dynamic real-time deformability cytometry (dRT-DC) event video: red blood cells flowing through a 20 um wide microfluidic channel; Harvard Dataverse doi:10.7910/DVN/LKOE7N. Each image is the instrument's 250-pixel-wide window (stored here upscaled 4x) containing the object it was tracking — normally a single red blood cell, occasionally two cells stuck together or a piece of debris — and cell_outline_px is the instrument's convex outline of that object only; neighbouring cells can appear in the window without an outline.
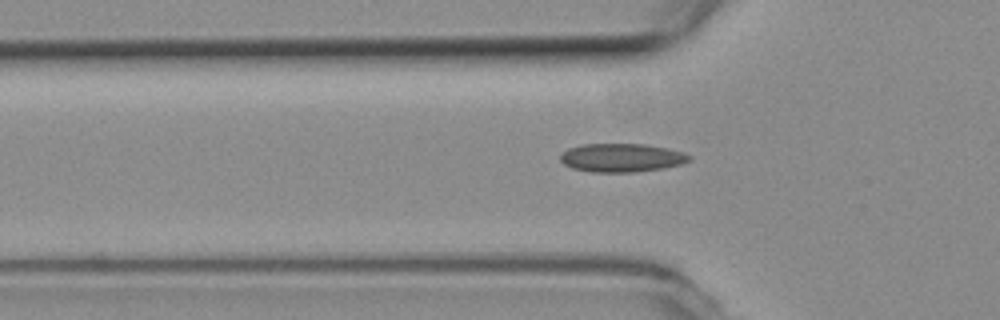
{"species": "common noctule bat (a hibernating species)", "species_latin": "Nyctalus noctula", "temperature_condition": "room temperature", "stored_images_in_passage": 41, "camera_frame_rate_fps": 3000, "um_per_image_px": 0.085, "animal": {"sex": "female", "body_mass_g": 19.3, "forearm_length_mm": 54.1}, "frame": {"image": 1, "passage_image": 5, "time_ms": 1.333, "image_size_px": [1000, 320], "cell_outline_px": [[692, 160], [680, 164], [664, 168], [636, 172], [592, 172], [572, 168], [564, 164], [560, 160], [560, 156], [568, 148], [584, 144], [644, 144], [668, 148], [684, 152], [692, 156]], "centroid_in_image_um": [52.87, 13.41], "position_along_channel_um": 72.9, "area_um2": 21.5}}
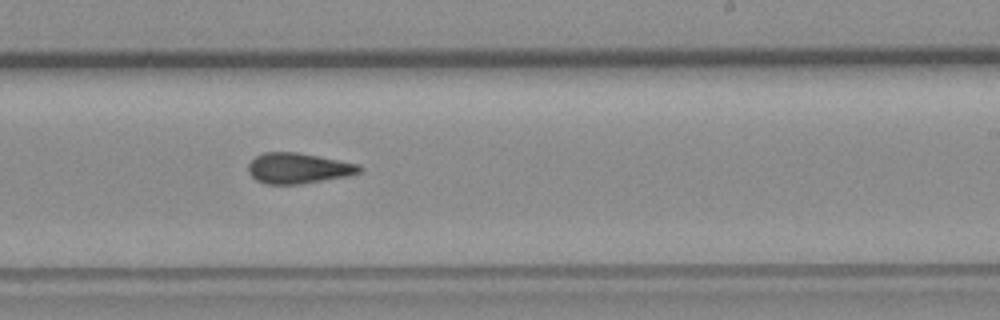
{"frame": {"image": 2, "passage_image": 20, "time_ms": 6.333, "image_size_px": [1000, 320], "cell_outline_px": [[364, 168], [360, 172], [348, 176], [300, 184], [268, 184], [256, 180], [248, 172], [248, 164], [256, 156], [264, 152], [296, 152], [356, 164]], "centroid_in_image_um": [25.32, 14.31], "position_along_channel_um": 263.7, "area_um2": 19.54}}
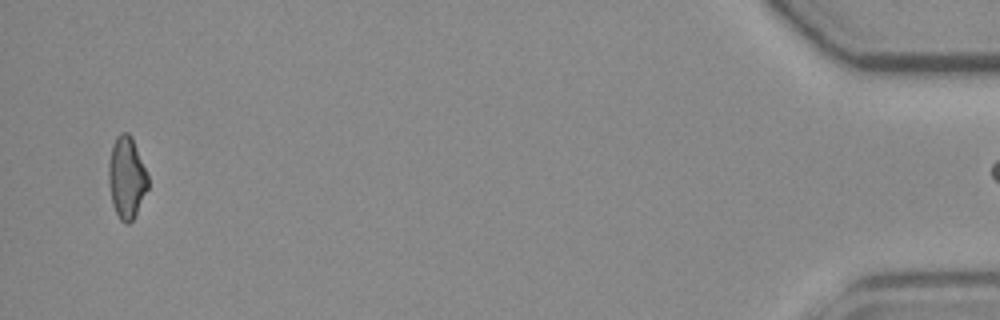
{"frame": {"image": 3, "passage_image": 40, "time_ms": 13.0, "image_size_px": [1000, 320], "cell_outline_px": [[148, 188], [132, 220], [128, 224], [124, 224], [120, 220], [112, 204], [108, 184], [108, 164], [112, 144], [116, 136], [120, 132], [128, 132], [132, 136], [148, 176]], "centroid_in_image_um": [10.74, 15.07], "position_along_channel_um": 424.5, "area_um2": 18.84}}